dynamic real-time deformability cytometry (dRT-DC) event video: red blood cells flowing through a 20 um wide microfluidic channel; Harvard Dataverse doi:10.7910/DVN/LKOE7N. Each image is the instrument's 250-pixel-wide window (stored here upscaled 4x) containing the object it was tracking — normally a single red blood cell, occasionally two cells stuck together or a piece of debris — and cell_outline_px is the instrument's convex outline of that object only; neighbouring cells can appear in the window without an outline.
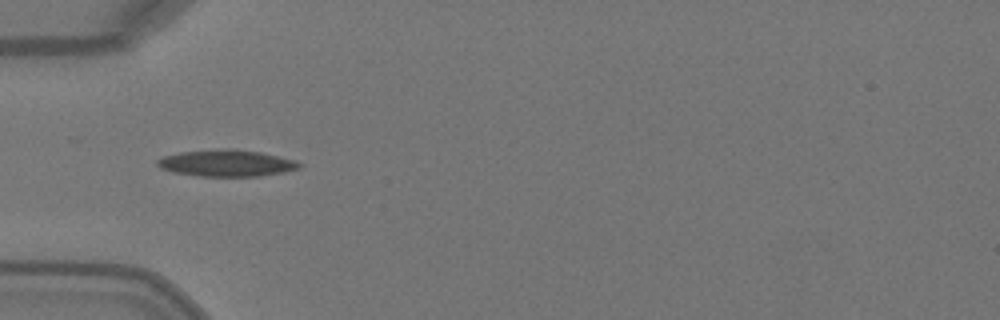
{"species": "Egyptian fruit bat (a non-hibernating species)", "species_latin": "Rousettus aegyptiacus", "temperature_condition": "warm", "stored_images_in_passage": 4, "camera_frame_rate_fps": 3000, "um_per_image_px": 0.085, "animal": {"sex": "female"}, "frame": {"image": 1, "passage_image": 4, "time_ms": 1.0, "image_size_px": [1000, 320], "cell_outline_px": [[304, 164], [300, 168], [284, 172], [260, 176], [200, 176], [172, 172], [160, 168], [156, 164], [156, 160], [164, 156], [180, 152], [224, 148], [232, 148], [260, 152], [296, 160]], "centroid_in_image_um": [19.27, 13.86], "position_along_channel_um": 65.7, "area_um2": 22.2}}